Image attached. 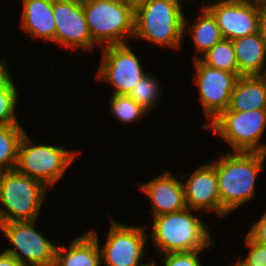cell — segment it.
Wrapping results in <instances>:
<instances>
[{
    "label": "cell",
    "mask_w": 266,
    "mask_h": 266,
    "mask_svg": "<svg viewBox=\"0 0 266 266\" xmlns=\"http://www.w3.org/2000/svg\"><path fill=\"white\" fill-rule=\"evenodd\" d=\"M222 154L213 164L216 166L221 206L230 213L255 195V180L262 170L266 153Z\"/></svg>",
    "instance_id": "6da1fadb"
},
{
    "label": "cell",
    "mask_w": 266,
    "mask_h": 266,
    "mask_svg": "<svg viewBox=\"0 0 266 266\" xmlns=\"http://www.w3.org/2000/svg\"><path fill=\"white\" fill-rule=\"evenodd\" d=\"M192 211L187 207L154 217L151 238L163 254L205 249L213 245L211 232Z\"/></svg>",
    "instance_id": "7a4b0ae2"
},
{
    "label": "cell",
    "mask_w": 266,
    "mask_h": 266,
    "mask_svg": "<svg viewBox=\"0 0 266 266\" xmlns=\"http://www.w3.org/2000/svg\"><path fill=\"white\" fill-rule=\"evenodd\" d=\"M184 14L180 0H150L134 13V35L153 44L178 49Z\"/></svg>",
    "instance_id": "3957f363"
},
{
    "label": "cell",
    "mask_w": 266,
    "mask_h": 266,
    "mask_svg": "<svg viewBox=\"0 0 266 266\" xmlns=\"http://www.w3.org/2000/svg\"><path fill=\"white\" fill-rule=\"evenodd\" d=\"M47 187L16 170L0 173V223L36 221Z\"/></svg>",
    "instance_id": "277c9868"
},
{
    "label": "cell",
    "mask_w": 266,
    "mask_h": 266,
    "mask_svg": "<svg viewBox=\"0 0 266 266\" xmlns=\"http://www.w3.org/2000/svg\"><path fill=\"white\" fill-rule=\"evenodd\" d=\"M82 5L95 44H126L124 38L134 35V12L121 0H82Z\"/></svg>",
    "instance_id": "5b68a950"
},
{
    "label": "cell",
    "mask_w": 266,
    "mask_h": 266,
    "mask_svg": "<svg viewBox=\"0 0 266 266\" xmlns=\"http://www.w3.org/2000/svg\"><path fill=\"white\" fill-rule=\"evenodd\" d=\"M77 154L78 151H69L63 145H33L25 133L19 145L15 170L41 181L48 188L63 176Z\"/></svg>",
    "instance_id": "8992f818"
},
{
    "label": "cell",
    "mask_w": 266,
    "mask_h": 266,
    "mask_svg": "<svg viewBox=\"0 0 266 266\" xmlns=\"http://www.w3.org/2000/svg\"><path fill=\"white\" fill-rule=\"evenodd\" d=\"M209 126L234 152L266 153V144L259 143L266 127V109L242 112L224 110L202 128L208 129Z\"/></svg>",
    "instance_id": "52a82bcc"
},
{
    "label": "cell",
    "mask_w": 266,
    "mask_h": 266,
    "mask_svg": "<svg viewBox=\"0 0 266 266\" xmlns=\"http://www.w3.org/2000/svg\"><path fill=\"white\" fill-rule=\"evenodd\" d=\"M0 229L14 246L4 251L14 256L22 266L55 265L57 246L35 230V220L2 222Z\"/></svg>",
    "instance_id": "ba28073f"
},
{
    "label": "cell",
    "mask_w": 266,
    "mask_h": 266,
    "mask_svg": "<svg viewBox=\"0 0 266 266\" xmlns=\"http://www.w3.org/2000/svg\"><path fill=\"white\" fill-rule=\"evenodd\" d=\"M102 51L103 57L96 78L114 86L113 94L128 95L147 74L142 69L139 58L127 43L103 46Z\"/></svg>",
    "instance_id": "9c48e42d"
},
{
    "label": "cell",
    "mask_w": 266,
    "mask_h": 266,
    "mask_svg": "<svg viewBox=\"0 0 266 266\" xmlns=\"http://www.w3.org/2000/svg\"><path fill=\"white\" fill-rule=\"evenodd\" d=\"M145 227L127 226L111 220V226L104 247L101 262L107 266H143L140 264L147 241ZM141 259V260H140Z\"/></svg>",
    "instance_id": "30bf717a"
},
{
    "label": "cell",
    "mask_w": 266,
    "mask_h": 266,
    "mask_svg": "<svg viewBox=\"0 0 266 266\" xmlns=\"http://www.w3.org/2000/svg\"><path fill=\"white\" fill-rule=\"evenodd\" d=\"M194 65L196 68L194 82L198 85L204 112L212 122L227 109L239 75L212 68L199 59L194 60Z\"/></svg>",
    "instance_id": "8fae6325"
},
{
    "label": "cell",
    "mask_w": 266,
    "mask_h": 266,
    "mask_svg": "<svg viewBox=\"0 0 266 266\" xmlns=\"http://www.w3.org/2000/svg\"><path fill=\"white\" fill-rule=\"evenodd\" d=\"M53 16L56 43L72 49L79 47L85 51L95 46L87 26L82 0H53Z\"/></svg>",
    "instance_id": "7c38bea8"
},
{
    "label": "cell",
    "mask_w": 266,
    "mask_h": 266,
    "mask_svg": "<svg viewBox=\"0 0 266 266\" xmlns=\"http://www.w3.org/2000/svg\"><path fill=\"white\" fill-rule=\"evenodd\" d=\"M204 6L216 19L224 39L234 40L258 32L257 2L220 0Z\"/></svg>",
    "instance_id": "4fadbf2b"
},
{
    "label": "cell",
    "mask_w": 266,
    "mask_h": 266,
    "mask_svg": "<svg viewBox=\"0 0 266 266\" xmlns=\"http://www.w3.org/2000/svg\"><path fill=\"white\" fill-rule=\"evenodd\" d=\"M186 207L192 210L213 211L221 218L228 212L221 206L216 166L205 164L182 182Z\"/></svg>",
    "instance_id": "5bb4252c"
},
{
    "label": "cell",
    "mask_w": 266,
    "mask_h": 266,
    "mask_svg": "<svg viewBox=\"0 0 266 266\" xmlns=\"http://www.w3.org/2000/svg\"><path fill=\"white\" fill-rule=\"evenodd\" d=\"M151 200L153 217L178 212L186 207L182 181L169 171L149 182L139 184Z\"/></svg>",
    "instance_id": "9a60e30c"
},
{
    "label": "cell",
    "mask_w": 266,
    "mask_h": 266,
    "mask_svg": "<svg viewBox=\"0 0 266 266\" xmlns=\"http://www.w3.org/2000/svg\"><path fill=\"white\" fill-rule=\"evenodd\" d=\"M96 231L90 230L71 242L56 248L54 266H101V252Z\"/></svg>",
    "instance_id": "2e32d148"
},
{
    "label": "cell",
    "mask_w": 266,
    "mask_h": 266,
    "mask_svg": "<svg viewBox=\"0 0 266 266\" xmlns=\"http://www.w3.org/2000/svg\"><path fill=\"white\" fill-rule=\"evenodd\" d=\"M22 28L32 37L55 42L53 0H23Z\"/></svg>",
    "instance_id": "e0dca14e"
},
{
    "label": "cell",
    "mask_w": 266,
    "mask_h": 266,
    "mask_svg": "<svg viewBox=\"0 0 266 266\" xmlns=\"http://www.w3.org/2000/svg\"><path fill=\"white\" fill-rule=\"evenodd\" d=\"M238 62L239 76L266 75V40L254 33L232 40ZM264 71V72H263Z\"/></svg>",
    "instance_id": "ac0fdd59"
},
{
    "label": "cell",
    "mask_w": 266,
    "mask_h": 266,
    "mask_svg": "<svg viewBox=\"0 0 266 266\" xmlns=\"http://www.w3.org/2000/svg\"><path fill=\"white\" fill-rule=\"evenodd\" d=\"M266 109V76H239L226 110Z\"/></svg>",
    "instance_id": "d6986e66"
},
{
    "label": "cell",
    "mask_w": 266,
    "mask_h": 266,
    "mask_svg": "<svg viewBox=\"0 0 266 266\" xmlns=\"http://www.w3.org/2000/svg\"><path fill=\"white\" fill-rule=\"evenodd\" d=\"M187 26L184 17L183 34H185V30L190 33V37L194 42L197 53L203 52L204 55L215 44L223 39L216 19L204 6L202 7V14L199 16L198 21L195 22V25L190 26L189 29Z\"/></svg>",
    "instance_id": "ffe728a7"
},
{
    "label": "cell",
    "mask_w": 266,
    "mask_h": 266,
    "mask_svg": "<svg viewBox=\"0 0 266 266\" xmlns=\"http://www.w3.org/2000/svg\"><path fill=\"white\" fill-rule=\"evenodd\" d=\"M25 130L20 124L0 126V173L15 170Z\"/></svg>",
    "instance_id": "44dd1931"
},
{
    "label": "cell",
    "mask_w": 266,
    "mask_h": 266,
    "mask_svg": "<svg viewBox=\"0 0 266 266\" xmlns=\"http://www.w3.org/2000/svg\"><path fill=\"white\" fill-rule=\"evenodd\" d=\"M193 59H199L202 63L212 68L239 75L238 62L232 40L223 38L207 51L202 58L194 56Z\"/></svg>",
    "instance_id": "7402d4cb"
},
{
    "label": "cell",
    "mask_w": 266,
    "mask_h": 266,
    "mask_svg": "<svg viewBox=\"0 0 266 266\" xmlns=\"http://www.w3.org/2000/svg\"><path fill=\"white\" fill-rule=\"evenodd\" d=\"M160 90V91H159ZM161 88L152 75L146 74L128 93V96L138 103L147 112L159 101ZM154 105V106H153Z\"/></svg>",
    "instance_id": "603a6c76"
},
{
    "label": "cell",
    "mask_w": 266,
    "mask_h": 266,
    "mask_svg": "<svg viewBox=\"0 0 266 266\" xmlns=\"http://www.w3.org/2000/svg\"><path fill=\"white\" fill-rule=\"evenodd\" d=\"M9 76L0 84V126L20 124L15 115V106L18 100V91Z\"/></svg>",
    "instance_id": "cb8c5ba5"
},
{
    "label": "cell",
    "mask_w": 266,
    "mask_h": 266,
    "mask_svg": "<svg viewBox=\"0 0 266 266\" xmlns=\"http://www.w3.org/2000/svg\"><path fill=\"white\" fill-rule=\"evenodd\" d=\"M112 114L123 123L138 121L147 111L128 95L112 94L110 99Z\"/></svg>",
    "instance_id": "d4e9b609"
},
{
    "label": "cell",
    "mask_w": 266,
    "mask_h": 266,
    "mask_svg": "<svg viewBox=\"0 0 266 266\" xmlns=\"http://www.w3.org/2000/svg\"><path fill=\"white\" fill-rule=\"evenodd\" d=\"M246 246L250 248L245 260H238L235 266H266V245L255 242L248 234Z\"/></svg>",
    "instance_id": "484cf974"
},
{
    "label": "cell",
    "mask_w": 266,
    "mask_h": 266,
    "mask_svg": "<svg viewBox=\"0 0 266 266\" xmlns=\"http://www.w3.org/2000/svg\"><path fill=\"white\" fill-rule=\"evenodd\" d=\"M202 250L165 253L164 266H201L198 255Z\"/></svg>",
    "instance_id": "4316f807"
},
{
    "label": "cell",
    "mask_w": 266,
    "mask_h": 266,
    "mask_svg": "<svg viewBox=\"0 0 266 266\" xmlns=\"http://www.w3.org/2000/svg\"><path fill=\"white\" fill-rule=\"evenodd\" d=\"M255 242L266 245V212L247 233Z\"/></svg>",
    "instance_id": "83f0119b"
},
{
    "label": "cell",
    "mask_w": 266,
    "mask_h": 266,
    "mask_svg": "<svg viewBox=\"0 0 266 266\" xmlns=\"http://www.w3.org/2000/svg\"><path fill=\"white\" fill-rule=\"evenodd\" d=\"M258 32L266 40V0L257 1Z\"/></svg>",
    "instance_id": "f1b7e54d"
},
{
    "label": "cell",
    "mask_w": 266,
    "mask_h": 266,
    "mask_svg": "<svg viewBox=\"0 0 266 266\" xmlns=\"http://www.w3.org/2000/svg\"><path fill=\"white\" fill-rule=\"evenodd\" d=\"M0 266H22L18 260L9 253L3 251L0 254Z\"/></svg>",
    "instance_id": "f546056e"
},
{
    "label": "cell",
    "mask_w": 266,
    "mask_h": 266,
    "mask_svg": "<svg viewBox=\"0 0 266 266\" xmlns=\"http://www.w3.org/2000/svg\"><path fill=\"white\" fill-rule=\"evenodd\" d=\"M126 6H128L134 13L147 4L150 0H121Z\"/></svg>",
    "instance_id": "4dcf8cb0"
},
{
    "label": "cell",
    "mask_w": 266,
    "mask_h": 266,
    "mask_svg": "<svg viewBox=\"0 0 266 266\" xmlns=\"http://www.w3.org/2000/svg\"><path fill=\"white\" fill-rule=\"evenodd\" d=\"M5 60L6 59L4 58L3 61H0V84H2L11 75L6 67Z\"/></svg>",
    "instance_id": "1f68e13d"
},
{
    "label": "cell",
    "mask_w": 266,
    "mask_h": 266,
    "mask_svg": "<svg viewBox=\"0 0 266 266\" xmlns=\"http://www.w3.org/2000/svg\"><path fill=\"white\" fill-rule=\"evenodd\" d=\"M143 266H156L155 265V261H152V262H148V263H146L145 265H143Z\"/></svg>",
    "instance_id": "d6a6232c"
},
{
    "label": "cell",
    "mask_w": 266,
    "mask_h": 266,
    "mask_svg": "<svg viewBox=\"0 0 266 266\" xmlns=\"http://www.w3.org/2000/svg\"><path fill=\"white\" fill-rule=\"evenodd\" d=\"M246 1H255V2H257V1H261V0H246Z\"/></svg>",
    "instance_id": "836d02e7"
}]
</instances>
